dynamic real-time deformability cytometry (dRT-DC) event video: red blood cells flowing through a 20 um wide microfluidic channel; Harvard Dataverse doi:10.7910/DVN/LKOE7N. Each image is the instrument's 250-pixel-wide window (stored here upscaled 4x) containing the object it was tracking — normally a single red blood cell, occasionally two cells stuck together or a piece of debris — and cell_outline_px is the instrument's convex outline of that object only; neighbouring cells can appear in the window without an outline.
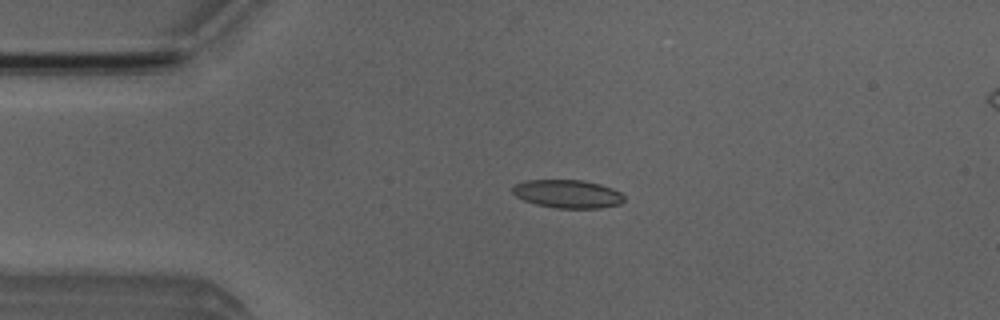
{"species": "Egyptian fruit bat (a non-hibernating species)", "species_latin": "Rousettus aegyptiacus", "temperature_condition": "room temperature", "stored_images_in_passage": 42, "camera_frame_rate_fps": 3000, "um_per_image_px": 0.085, "animal": {"sex": "male"}, "frame": {"image": 1, "passage_image": 2, "time_ms": 0.333, "image_size_px": [1000, 320], "cell_outline_px": [[624, 200], [620, 204], [600, 208], [556, 208], [536, 204], [524, 200], [516, 196], [512, 192], [512, 188], [516, 184], [528, 180], [580, 180], [600, 184], [612, 188], [620, 192], [624, 196]], "centroid_in_image_um": [48.26, 16.48], "position_along_channel_um": 36.7, "area_um2": 18.26}}
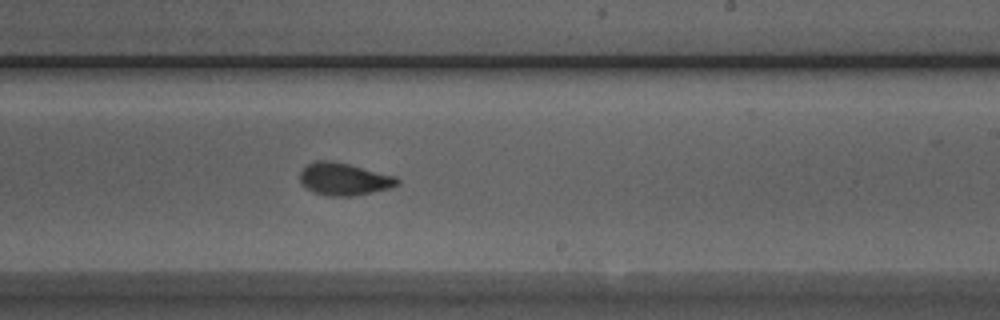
{"frame": {"image": 2, "passage_image": 21, "time_ms": 6.667, "image_size_px": [1000, 320], "cell_outline_px": [[400, 184], [392, 188], [356, 196], [328, 196], [312, 192], [300, 180], [300, 172], [312, 160], [332, 160], [396, 176], [400, 180]], "centroid_in_image_um": [29.28, 15.23], "position_along_channel_um": 259.7, "area_um2": 18.55}}
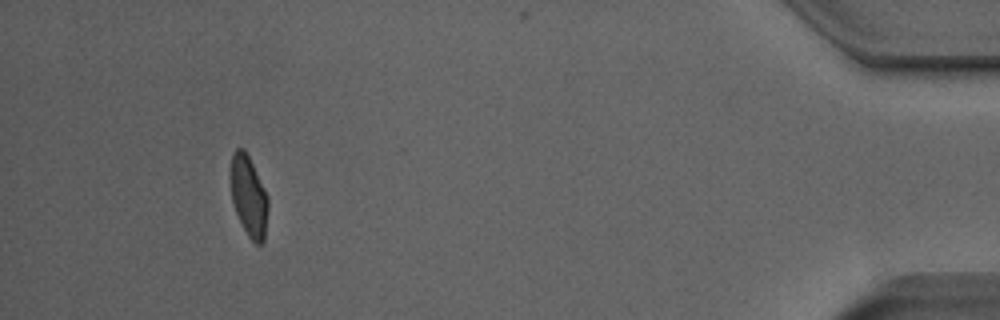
{"frame": {"image": 3, "passage_image": 38, "time_ms": 12.333, "image_size_px": [1000, 320], "cell_outline_px": [[268, 208], [264, 240], [260, 244], [256, 244], [248, 236], [236, 212], [232, 200], [228, 172], [232, 152], [236, 148], [244, 148], [268, 196]], "centroid_in_image_um": [21.1, 16.62], "position_along_channel_um": 414.1, "area_um2": 17.74}, "authors_computed_cell_mechanics": {"area_um2": 18.4671, "velocity_mm_per_s": 3.9936, "shape_relaxation_time_tau1_ms": 5.9676, "shape_relaxation_time_tau2_ms": 1.3564, "deformation_change_tau1": 0.1667, "deformation_change_tau2": 0.0622}}